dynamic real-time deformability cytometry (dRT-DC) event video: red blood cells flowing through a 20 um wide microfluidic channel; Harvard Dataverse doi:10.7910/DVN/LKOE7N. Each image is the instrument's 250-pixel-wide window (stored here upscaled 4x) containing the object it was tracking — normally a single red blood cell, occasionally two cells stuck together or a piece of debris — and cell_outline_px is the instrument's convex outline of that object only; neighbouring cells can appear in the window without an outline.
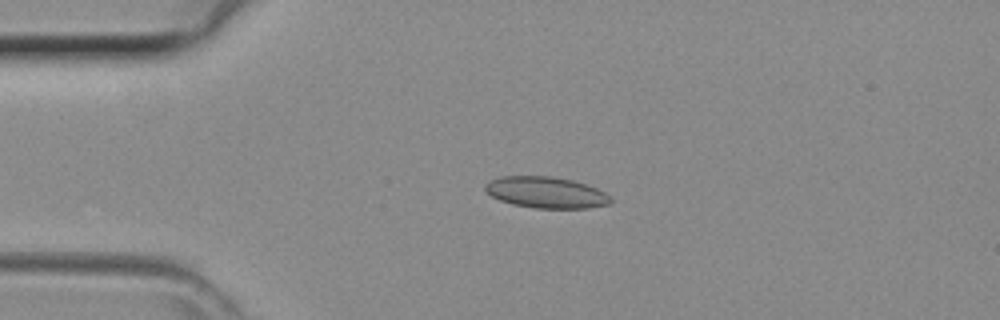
{"species": "common noctule bat (a hibernating species)", "species_latin": "Nyctalus noctula", "temperature_condition": "room temperature", "stored_images_in_passage": 43, "camera_frame_rate_fps": 3000, "um_per_image_px": 0.085, "animal": {"sex": "female", "body_mass_g": 29.2, "forearm_length_mm": 56.3}, "frame": {"image": 1, "passage_image": 10, "time_ms": 3.0, "image_size_px": [1000, 320], "cell_outline_px": [[612, 200], [608, 204], [588, 208], [536, 208], [512, 204], [500, 200], [492, 196], [484, 188], [484, 184], [488, 180], [500, 176], [552, 176], [572, 180], [596, 188], [604, 192]], "centroid_in_image_um": [46.37, 16.35], "position_along_channel_um": 38.6, "area_um2": 22.77}}
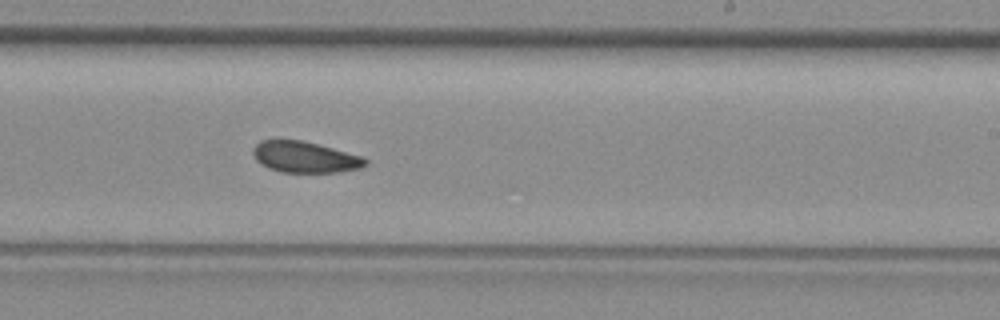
{"frame": {"image": 2, "passage_image": 26, "time_ms": 8.333, "image_size_px": [1000, 320], "cell_outline_px": [[368, 164], [360, 168], [340, 172], [280, 172], [268, 168], [260, 164], [256, 160], [252, 152], [252, 148], [260, 140], [300, 140], [364, 156], [368, 160]], "centroid_in_image_um": [25.91, 13.36], "position_along_channel_um": 263.1, "area_um2": 20.46}}
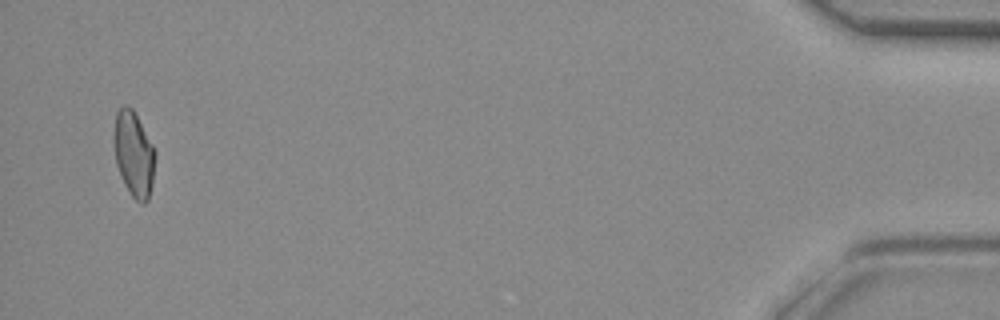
{"frame": {"image": 3, "passage_image": 42, "time_ms": 13.667, "image_size_px": [1000, 320], "cell_outline_px": [[156, 156], [152, 184], [148, 200], [144, 204], [140, 204], [132, 196], [124, 184], [120, 176], [116, 164], [112, 140], [112, 136], [116, 112], [124, 104], [132, 108], [152, 144], [156, 152]], "centroid_in_image_um": [11.35, 13.1], "position_along_channel_um": 423.9, "area_um2": 20.81}}